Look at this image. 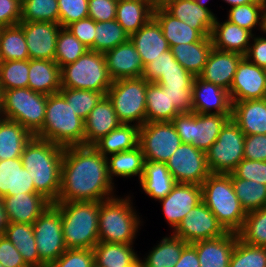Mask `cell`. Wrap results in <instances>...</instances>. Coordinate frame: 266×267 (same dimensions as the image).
<instances>
[{"instance_id": "obj_1", "label": "cell", "mask_w": 266, "mask_h": 267, "mask_svg": "<svg viewBox=\"0 0 266 267\" xmlns=\"http://www.w3.org/2000/svg\"><path fill=\"white\" fill-rule=\"evenodd\" d=\"M107 158L93 146L64 147L61 187L56 202L104 201L113 198Z\"/></svg>"}, {"instance_id": "obj_2", "label": "cell", "mask_w": 266, "mask_h": 267, "mask_svg": "<svg viewBox=\"0 0 266 267\" xmlns=\"http://www.w3.org/2000/svg\"><path fill=\"white\" fill-rule=\"evenodd\" d=\"M63 154L64 147L33 136L20 157L35 190L51 203L57 201L60 192Z\"/></svg>"}, {"instance_id": "obj_3", "label": "cell", "mask_w": 266, "mask_h": 267, "mask_svg": "<svg viewBox=\"0 0 266 267\" xmlns=\"http://www.w3.org/2000/svg\"><path fill=\"white\" fill-rule=\"evenodd\" d=\"M62 220L67 249H93L99 242L98 219L101 201L54 202Z\"/></svg>"}, {"instance_id": "obj_4", "label": "cell", "mask_w": 266, "mask_h": 267, "mask_svg": "<svg viewBox=\"0 0 266 267\" xmlns=\"http://www.w3.org/2000/svg\"><path fill=\"white\" fill-rule=\"evenodd\" d=\"M34 137L62 147L84 145V120L60 92L48 95L43 126Z\"/></svg>"}, {"instance_id": "obj_5", "label": "cell", "mask_w": 266, "mask_h": 267, "mask_svg": "<svg viewBox=\"0 0 266 267\" xmlns=\"http://www.w3.org/2000/svg\"><path fill=\"white\" fill-rule=\"evenodd\" d=\"M202 201L227 232L238 233L246 211L235 194L230 174L211 173L201 184Z\"/></svg>"}, {"instance_id": "obj_6", "label": "cell", "mask_w": 266, "mask_h": 267, "mask_svg": "<svg viewBox=\"0 0 266 267\" xmlns=\"http://www.w3.org/2000/svg\"><path fill=\"white\" fill-rule=\"evenodd\" d=\"M139 218L129 196L124 199L114 196L101 201L98 219L99 241L133 244L140 228Z\"/></svg>"}, {"instance_id": "obj_7", "label": "cell", "mask_w": 266, "mask_h": 267, "mask_svg": "<svg viewBox=\"0 0 266 267\" xmlns=\"http://www.w3.org/2000/svg\"><path fill=\"white\" fill-rule=\"evenodd\" d=\"M60 76L62 88L94 90L104 96L113 83L104 53L92 50L60 68Z\"/></svg>"}, {"instance_id": "obj_8", "label": "cell", "mask_w": 266, "mask_h": 267, "mask_svg": "<svg viewBox=\"0 0 266 267\" xmlns=\"http://www.w3.org/2000/svg\"><path fill=\"white\" fill-rule=\"evenodd\" d=\"M46 105L47 95L29 87L4 90L0 117L18 122L34 136L43 126Z\"/></svg>"}, {"instance_id": "obj_9", "label": "cell", "mask_w": 266, "mask_h": 267, "mask_svg": "<svg viewBox=\"0 0 266 267\" xmlns=\"http://www.w3.org/2000/svg\"><path fill=\"white\" fill-rule=\"evenodd\" d=\"M149 82L143 77L113 81L107 96L122 124L142 126L146 123V91ZM136 121V122H135Z\"/></svg>"}, {"instance_id": "obj_10", "label": "cell", "mask_w": 266, "mask_h": 267, "mask_svg": "<svg viewBox=\"0 0 266 267\" xmlns=\"http://www.w3.org/2000/svg\"><path fill=\"white\" fill-rule=\"evenodd\" d=\"M231 119V114L179 113L172 123L182 143L192 144L206 152L217 140L221 129Z\"/></svg>"}, {"instance_id": "obj_11", "label": "cell", "mask_w": 266, "mask_h": 267, "mask_svg": "<svg viewBox=\"0 0 266 267\" xmlns=\"http://www.w3.org/2000/svg\"><path fill=\"white\" fill-rule=\"evenodd\" d=\"M245 134L230 119L217 140L206 151L209 170L213 174H230L244 159Z\"/></svg>"}, {"instance_id": "obj_12", "label": "cell", "mask_w": 266, "mask_h": 267, "mask_svg": "<svg viewBox=\"0 0 266 267\" xmlns=\"http://www.w3.org/2000/svg\"><path fill=\"white\" fill-rule=\"evenodd\" d=\"M32 225L40 260L48 267L67 249L60 210L51 203Z\"/></svg>"}, {"instance_id": "obj_13", "label": "cell", "mask_w": 266, "mask_h": 267, "mask_svg": "<svg viewBox=\"0 0 266 267\" xmlns=\"http://www.w3.org/2000/svg\"><path fill=\"white\" fill-rule=\"evenodd\" d=\"M171 121L146 122L139 127V142L145 161L166 162L181 144Z\"/></svg>"}, {"instance_id": "obj_14", "label": "cell", "mask_w": 266, "mask_h": 267, "mask_svg": "<svg viewBox=\"0 0 266 267\" xmlns=\"http://www.w3.org/2000/svg\"><path fill=\"white\" fill-rule=\"evenodd\" d=\"M177 183L200 185L211 174L206 152L192 144L181 143L165 162Z\"/></svg>"}, {"instance_id": "obj_15", "label": "cell", "mask_w": 266, "mask_h": 267, "mask_svg": "<svg viewBox=\"0 0 266 267\" xmlns=\"http://www.w3.org/2000/svg\"><path fill=\"white\" fill-rule=\"evenodd\" d=\"M226 233L227 231L218 222L216 216L201 201L173 229L172 234L192 244L201 240L215 239Z\"/></svg>"}, {"instance_id": "obj_16", "label": "cell", "mask_w": 266, "mask_h": 267, "mask_svg": "<svg viewBox=\"0 0 266 267\" xmlns=\"http://www.w3.org/2000/svg\"><path fill=\"white\" fill-rule=\"evenodd\" d=\"M228 92L231 102L266 98V69L253 64L244 56L237 66Z\"/></svg>"}, {"instance_id": "obj_17", "label": "cell", "mask_w": 266, "mask_h": 267, "mask_svg": "<svg viewBox=\"0 0 266 267\" xmlns=\"http://www.w3.org/2000/svg\"><path fill=\"white\" fill-rule=\"evenodd\" d=\"M29 59L54 60L61 25L53 22H20Z\"/></svg>"}, {"instance_id": "obj_18", "label": "cell", "mask_w": 266, "mask_h": 267, "mask_svg": "<svg viewBox=\"0 0 266 267\" xmlns=\"http://www.w3.org/2000/svg\"><path fill=\"white\" fill-rule=\"evenodd\" d=\"M202 201V188L196 184L176 183L172 191L159 200L166 221L176 228L185 216Z\"/></svg>"}, {"instance_id": "obj_19", "label": "cell", "mask_w": 266, "mask_h": 267, "mask_svg": "<svg viewBox=\"0 0 266 267\" xmlns=\"http://www.w3.org/2000/svg\"><path fill=\"white\" fill-rule=\"evenodd\" d=\"M192 112L198 114H231L232 102L229 92L221 86L201 79H193ZM215 109V111H211Z\"/></svg>"}, {"instance_id": "obj_20", "label": "cell", "mask_w": 266, "mask_h": 267, "mask_svg": "<svg viewBox=\"0 0 266 267\" xmlns=\"http://www.w3.org/2000/svg\"><path fill=\"white\" fill-rule=\"evenodd\" d=\"M108 72L113 81L142 77L144 65L134 44L129 39L104 53Z\"/></svg>"}, {"instance_id": "obj_21", "label": "cell", "mask_w": 266, "mask_h": 267, "mask_svg": "<svg viewBox=\"0 0 266 267\" xmlns=\"http://www.w3.org/2000/svg\"><path fill=\"white\" fill-rule=\"evenodd\" d=\"M121 124L112 102L103 96L84 120V145L93 146Z\"/></svg>"}, {"instance_id": "obj_22", "label": "cell", "mask_w": 266, "mask_h": 267, "mask_svg": "<svg viewBox=\"0 0 266 267\" xmlns=\"http://www.w3.org/2000/svg\"><path fill=\"white\" fill-rule=\"evenodd\" d=\"M9 222L33 224L51 204L40 193H19L3 197Z\"/></svg>"}, {"instance_id": "obj_23", "label": "cell", "mask_w": 266, "mask_h": 267, "mask_svg": "<svg viewBox=\"0 0 266 267\" xmlns=\"http://www.w3.org/2000/svg\"><path fill=\"white\" fill-rule=\"evenodd\" d=\"M243 57L239 53L213 48L199 77L229 91L237 66Z\"/></svg>"}, {"instance_id": "obj_24", "label": "cell", "mask_w": 266, "mask_h": 267, "mask_svg": "<svg viewBox=\"0 0 266 267\" xmlns=\"http://www.w3.org/2000/svg\"><path fill=\"white\" fill-rule=\"evenodd\" d=\"M163 8L176 19L197 29L204 37L211 36L216 16L211 10L199 6L195 0H170Z\"/></svg>"}, {"instance_id": "obj_25", "label": "cell", "mask_w": 266, "mask_h": 267, "mask_svg": "<svg viewBox=\"0 0 266 267\" xmlns=\"http://www.w3.org/2000/svg\"><path fill=\"white\" fill-rule=\"evenodd\" d=\"M238 237V233L227 232L215 239L192 243L196 248L200 267H229Z\"/></svg>"}, {"instance_id": "obj_26", "label": "cell", "mask_w": 266, "mask_h": 267, "mask_svg": "<svg viewBox=\"0 0 266 267\" xmlns=\"http://www.w3.org/2000/svg\"><path fill=\"white\" fill-rule=\"evenodd\" d=\"M231 119L245 135L266 134V98L232 102Z\"/></svg>"}, {"instance_id": "obj_27", "label": "cell", "mask_w": 266, "mask_h": 267, "mask_svg": "<svg viewBox=\"0 0 266 267\" xmlns=\"http://www.w3.org/2000/svg\"><path fill=\"white\" fill-rule=\"evenodd\" d=\"M129 39L134 44L144 66L170 49L161 26L154 17H151L137 32L131 34Z\"/></svg>"}, {"instance_id": "obj_28", "label": "cell", "mask_w": 266, "mask_h": 267, "mask_svg": "<svg viewBox=\"0 0 266 267\" xmlns=\"http://www.w3.org/2000/svg\"><path fill=\"white\" fill-rule=\"evenodd\" d=\"M252 37L253 33L247 29L241 28L228 20L220 23L217 18L211 32L213 48L220 51L239 53L243 56L249 49Z\"/></svg>"}, {"instance_id": "obj_29", "label": "cell", "mask_w": 266, "mask_h": 267, "mask_svg": "<svg viewBox=\"0 0 266 267\" xmlns=\"http://www.w3.org/2000/svg\"><path fill=\"white\" fill-rule=\"evenodd\" d=\"M19 193H38L21 158L0 161V197Z\"/></svg>"}, {"instance_id": "obj_30", "label": "cell", "mask_w": 266, "mask_h": 267, "mask_svg": "<svg viewBox=\"0 0 266 267\" xmlns=\"http://www.w3.org/2000/svg\"><path fill=\"white\" fill-rule=\"evenodd\" d=\"M28 87L44 95L58 93L61 87L60 67L54 60L29 59Z\"/></svg>"}, {"instance_id": "obj_31", "label": "cell", "mask_w": 266, "mask_h": 267, "mask_svg": "<svg viewBox=\"0 0 266 267\" xmlns=\"http://www.w3.org/2000/svg\"><path fill=\"white\" fill-rule=\"evenodd\" d=\"M176 183L166 163L145 161L140 184L143 191L150 198H154V200L165 198L172 191Z\"/></svg>"}, {"instance_id": "obj_32", "label": "cell", "mask_w": 266, "mask_h": 267, "mask_svg": "<svg viewBox=\"0 0 266 267\" xmlns=\"http://www.w3.org/2000/svg\"><path fill=\"white\" fill-rule=\"evenodd\" d=\"M170 49L180 65L197 77L202 73L213 45L211 36H209L201 41L175 45Z\"/></svg>"}, {"instance_id": "obj_33", "label": "cell", "mask_w": 266, "mask_h": 267, "mask_svg": "<svg viewBox=\"0 0 266 267\" xmlns=\"http://www.w3.org/2000/svg\"><path fill=\"white\" fill-rule=\"evenodd\" d=\"M153 17L161 26L164 38L169 43L170 48L179 44L198 42L204 38L197 29L176 19L163 7L154 8Z\"/></svg>"}, {"instance_id": "obj_34", "label": "cell", "mask_w": 266, "mask_h": 267, "mask_svg": "<svg viewBox=\"0 0 266 267\" xmlns=\"http://www.w3.org/2000/svg\"><path fill=\"white\" fill-rule=\"evenodd\" d=\"M33 135L21 124L0 117V161L20 158Z\"/></svg>"}, {"instance_id": "obj_35", "label": "cell", "mask_w": 266, "mask_h": 267, "mask_svg": "<svg viewBox=\"0 0 266 267\" xmlns=\"http://www.w3.org/2000/svg\"><path fill=\"white\" fill-rule=\"evenodd\" d=\"M4 236L14 244L29 267H47L40 260L32 224L9 222Z\"/></svg>"}, {"instance_id": "obj_36", "label": "cell", "mask_w": 266, "mask_h": 267, "mask_svg": "<svg viewBox=\"0 0 266 267\" xmlns=\"http://www.w3.org/2000/svg\"><path fill=\"white\" fill-rule=\"evenodd\" d=\"M133 244L99 241L94 247V262L100 267H131L140 258Z\"/></svg>"}, {"instance_id": "obj_37", "label": "cell", "mask_w": 266, "mask_h": 267, "mask_svg": "<svg viewBox=\"0 0 266 267\" xmlns=\"http://www.w3.org/2000/svg\"><path fill=\"white\" fill-rule=\"evenodd\" d=\"M139 142V126L121 124L97 141L93 147L105 157L108 155L134 149Z\"/></svg>"}, {"instance_id": "obj_38", "label": "cell", "mask_w": 266, "mask_h": 267, "mask_svg": "<svg viewBox=\"0 0 266 267\" xmlns=\"http://www.w3.org/2000/svg\"><path fill=\"white\" fill-rule=\"evenodd\" d=\"M153 17V8L145 0H120L116 20L129 34L141 29Z\"/></svg>"}, {"instance_id": "obj_39", "label": "cell", "mask_w": 266, "mask_h": 267, "mask_svg": "<svg viewBox=\"0 0 266 267\" xmlns=\"http://www.w3.org/2000/svg\"><path fill=\"white\" fill-rule=\"evenodd\" d=\"M111 156V157H109ZM107 156L108 175L111 181L114 176H138L141 179L144 172L145 158L140 146Z\"/></svg>"}, {"instance_id": "obj_40", "label": "cell", "mask_w": 266, "mask_h": 267, "mask_svg": "<svg viewBox=\"0 0 266 267\" xmlns=\"http://www.w3.org/2000/svg\"><path fill=\"white\" fill-rule=\"evenodd\" d=\"M146 122L172 121L180 112L170 102L166 91L156 83H148L146 91Z\"/></svg>"}, {"instance_id": "obj_41", "label": "cell", "mask_w": 266, "mask_h": 267, "mask_svg": "<svg viewBox=\"0 0 266 267\" xmlns=\"http://www.w3.org/2000/svg\"><path fill=\"white\" fill-rule=\"evenodd\" d=\"M188 245L183 239L170 235L164 237L156 247L141 260L145 267H174L183 249Z\"/></svg>"}, {"instance_id": "obj_42", "label": "cell", "mask_w": 266, "mask_h": 267, "mask_svg": "<svg viewBox=\"0 0 266 267\" xmlns=\"http://www.w3.org/2000/svg\"><path fill=\"white\" fill-rule=\"evenodd\" d=\"M29 53L19 25L0 28V61L27 60Z\"/></svg>"}, {"instance_id": "obj_43", "label": "cell", "mask_w": 266, "mask_h": 267, "mask_svg": "<svg viewBox=\"0 0 266 267\" xmlns=\"http://www.w3.org/2000/svg\"><path fill=\"white\" fill-rule=\"evenodd\" d=\"M94 45L89 49L105 53L119 44L127 42L130 35L122 28L117 20L96 22Z\"/></svg>"}, {"instance_id": "obj_44", "label": "cell", "mask_w": 266, "mask_h": 267, "mask_svg": "<svg viewBox=\"0 0 266 267\" xmlns=\"http://www.w3.org/2000/svg\"><path fill=\"white\" fill-rule=\"evenodd\" d=\"M231 179L235 194L246 213L266 206V185L252 180Z\"/></svg>"}, {"instance_id": "obj_45", "label": "cell", "mask_w": 266, "mask_h": 267, "mask_svg": "<svg viewBox=\"0 0 266 267\" xmlns=\"http://www.w3.org/2000/svg\"><path fill=\"white\" fill-rule=\"evenodd\" d=\"M88 50L89 48L82 44L67 28L61 27L57 37L54 61L62 68L75 62Z\"/></svg>"}, {"instance_id": "obj_46", "label": "cell", "mask_w": 266, "mask_h": 267, "mask_svg": "<svg viewBox=\"0 0 266 267\" xmlns=\"http://www.w3.org/2000/svg\"><path fill=\"white\" fill-rule=\"evenodd\" d=\"M238 235L246 244L266 247V206L246 214Z\"/></svg>"}, {"instance_id": "obj_47", "label": "cell", "mask_w": 266, "mask_h": 267, "mask_svg": "<svg viewBox=\"0 0 266 267\" xmlns=\"http://www.w3.org/2000/svg\"><path fill=\"white\" fill-rule=\"evenodd\" d=\"M29 74V59L0 61V86L2 91L27 88Z\"/></svg>"}, {"instance_id": "obj_48", "label": "cell", "mask_w": 266, "mask_h": 267, "mask_svg": "<svg viewBox=\"0 0 266 267\" xmlns=\"http://www.w3.org/2000/svg\"><path fill=\"white\" fill-rule=\"evenodd\" d=\"M21 22L59 23L58 0H28L21 6Z\"/></svg>"}, {"instance_id": "obj_49", "label": "cell", "mask_w": 266, "mask_h": 267, "mask_svg": "<svg viewBox=\"0 0 266 267\" xmlns=\"http://www.w3.org/2000/svg\"><path fill=\"white\" fill-rule=\"evenodd\" d=\"M59 92L65 97L75 114L83 120L104 96L101 92L86 89L61 88Z\"/></svg>"}, {"instance_id": "obj_50", "label": "cell", "mask_w": 266, "mask_h": 267, "mask_svg": "<svg viewBox=\"0 0 266 267\" xmlns=\"http://www.w3.org/2000/svg\"><path fill=\"white\" fill-rule=\"evenodd\" d=\"M229 267H266V247L246 244L238 237Z\"/></svg>"}, {"instance_id": "obj_51", "label": "cell", "mask_w": 266, "mask_h": 267, "mask_svg": "<svg viewBox=\"0 0 266 267\" xmlns=\"http://www.w3.org/2000/svg\"><path fill=\"white\" fill-rule=\"evenodd\" d=\"M264 6L265 3H249L246 5L232 7L229 10L227 20L241 28L247 29L250 32H252L254 27L259 26L262 32Z\"/></svg>"}, {"instance_id": "obj_52", "label": "cell", "mask_w": 266, "mask_h": 267, "mask_svg": "<svg viewBox=\"0 0 266 267\" xmlns=\"http://www.w3.org/2000/svg\"><path fill=\"white\" fill-rule=\"evenodd\" d=\"M178 66H181L180 63L169 49L144 66L142 77L150 83H156L163 74L170 69H178Z\"/></svg>"}, {"instance_id": "obj_53", "label": "cell", "mask_w": 266, "mask_h": 267, "mask_svg": "<svg viewBox=\"0 0 266 267\" xmlns=\"http://www.w3.org/2000/svg\"><path fill=\"white\" fill-rule=\"evenodd\" d=\"M59 24L68 25L88 17V0H58Z\"/></svg>"}, {"instance_id": "obj_54", "label": "cell", "mask_w": 266, "mask_h": 267, "mask_svg": "<svg viewBox=\"0 0 266 267\" xmlns=\"http://www.w3.org/2000/svg\"><path fill=\"white\" fill-rule=\"evenodd\" d=\"M230 175L231 178L252 180L266 185V161L243 159Z\"/></svg>"}, {"instance_id": "obj_55", "label": "cell", "mask_w": 266, "mask_h": 267, "mask_svg": "<svg viewBox=\"0 0 266 267\" xmlns=\"http://www.w3.org/2000/svg\"><path fill=\"white\" fill-rule=\"evenodd\" d=\"M94 263L93 249H66L48 267H91Z\"/></svg>"}, {"instance_id": "obj_56", "label": "cell", "mask_w": 266, "mask_h": 267, "mask_svg": "<svg viewBox=\"0 0 266 267\" xmlns=\"http://www.w3.org/2000/svg\"><path fill=\"white\" fill-rule=\"evenodd\" d=\"M194 78L184 67L178 66V69H170L163 74L156 84L162 88H192Z\"/></svg>"}, {"instance_id": "obj_57", "label": "cell", "mask_w": 266, "mask_h": 267, "mask_svg": "<svg viewBox=\"0 0 266 267\" xmlns=\"http://www.w3.org/2000/svg\"><path fill=\"white\" fill-rule=\"evenodd\" d=\"M116 0H88V17L95 22L116 19Z\"/></svg>"}, {"instance_id": "obj_58", "label": "cell", "mask_w": 266, "mask_h": 267, "mask_svg": "<svg viewBox=\"0 0 266 267\" xmlns=\"http://www.w3.org/2000/svg\"><path fill=\"white\" fill-rule=\"evenodd\" d=\"M66 28L87 48L94 45L96 22L90 17L73 22Z\"/></svg>"}, {"instance_id": "obj_59", "label": "cell", "mask_w": 266, "mask_h": 267, "mask_svg": "<svg viewBox=\"0 0 266 267\" xmlns=\"http://www.w3.org/2000/svg\"><path fill=\"white\" fill-rule=\"evenodd\" d=\"M244 159L266 161V134L245 135Z\"/></svg>"}, {"instance_id": "obj_60", "label": "cell", "mask_w": 266, "mask_h": 267, "mask_svg": "<svg viewBox=\"0 0 266 267\" xmlns=\"http://www.w3.org/2000/svg\"><path fill=\"white\" fill-rule=\"evenodd\" d=\"M0 263L4 267H29L10 240L0 236Z\"/></svg>"}, {"instance_id": "obj_61", "label": "cell", "mask_w": 266, "mask_h": 267, "mask_svg": "<svg viewBox=\"0 0 266 267\" xmlns=\"http://www.w3.org/2000/svg\"><path fill=\"white\" fill-rule=\"evenodd\" d=\"M21 6L17 0H0V28L21 22Z\"/></svg>"}, {"instance_id": "obj_62", "label": "cell", "mask_w": 266, "mask_h": 267, "mask_svg": "<svg viewBox=\"0 0 266 267\" xmlns=\"http://www.w3.org/2000/svg\"><path fill=\"white\" fill-rule=\"evenodd\" d=\"M167 92L170 102L180 113L192 112V88H163Z\"/></svg>"}, {"instance_id": "obj_63", "label": "cell", "mask_w": 266, "mask_h": 267, "mask_svg": "<svg viewBox=\"0 0 266 267\" xmlns=\"http://www.w3.org/2000/svg\"><path fill=\"white\" fill-rule=\"evenodd\" d=\"M254 36L252 37L254 43L250 44L245 57L260 68L266 69V38Z\"/></svg>"}, {"instance_id": "obj_64", "label": "cell", "mask_w": 266, "mask_h": 267, "mask_svg": "<svg viewBox=\"0 0 266 267\" xmlns=\"http://www.w3.org/2000/svg\"><path fill=\"white\" fill-rule=\"evenodd\" d=\"M174 267H200L196 248L188 244L182 251L179 261Z\"/></svg>"}, {"instance_id": "obj_65", "label": "cell", "mask_w": 266, "mask_h": 267, "mask_svg": "<svg viewBox=\"0 0 266 267\" xmlns=\"http://www.w3.org/2000/svg\"><path fill=\"white\" fill-rule=\"evenodd\" d=\"M8 225L9 220L4 209L3 198L0 197V236L4 235Z\"/></svg>"}, {"instance_id": "obj_66", "label": "cell", "mask_w": 266, "mask_h": 267, "mask_svg": "<svg viewBox=\"0 0 266 267\" xmlns=\"http://www.w3.org/2000/svg\"><path fill=\"white\" fill-rule=\"evenodd\" d=\"M229 5H231L230 8L239 6V5H246L249 3H265L266 0H223Z\"/></svg>"}, {"instance_id": "obj_67", "label": "cell", "mask_w": 266, "mask_h": 267, "mask_svg": "<svg viewBox=\"0 0 266 267\" xmlns=\"http://www.w3.org/2000/svg\"><path fill=\"white\" fill-rule=\"evenodd\" d=\"M153 9L163 7L170 0H145Z\"/></svg>"}, {"instance_id": "obj_68", "label": "cell", "mask_w": 266, "mask_h": 267, "mask_svg": "<svg viewBox=\"0 0 266 267\" xmlns=\"http://www.w3.org/2000/svg\"><path fill=\"white\" fill-rule=\"evenodd\" d=\"M263 33H266V2L264 6Z\"/></svg>"}, {"instance_id": "obj_69", "label": "cell", "mask_w": 266, "mask_h": 267, "mask_svg": "<svg viewBox=\"0 0 266 267\" xmlns=\"http://www.w3.org/2000/svg\"><path fill=\"white\" fill-rule=\"evenodd\" d=\"M195 1L197 2V4L199 6L205 8V9H208V7H206V5H205L208 0H195Z\"/></svg>"}, {"instance_id": "obj_70", "label": "cell", "mask_w": 266, "mask_h": 267, "mask_svg": "<svg viewBox=\"0 0 266 267\" xmlns=\"http://www.w3.org/2000/svg\"><path fill=\"white\" fill-rule=\"evenodd\" d=\"M131 267H145L141 259L134 263Z\"/></svg>"}, {"instance_id": "obj_71", "label": "cell", "mask_w": 266, "mask_h": 267, "mask_svg": "<svg viewBox=\"0 0 266 267\" xmlns=\"http://www.w3.org/2000/svg\"><path fill=\"white\" fill-rule=\"evenodd\" d=\"M1 103H2V89L0 86V113H1Z\"/></svg>"}, {"instance_id": "obj_72", "label": "cell", "mask_w": 266, "mask_h": 267, "mask_svg": "<svg viewBox=\"0 0 266 267\" xmlns=\"http://www.w3.org/2000/svg\"><path fill=\"white\" fill-rule=\"evenodd\" d=\"M21 5H23L28 0H17Z\"/></svg>"}, {"instance_id": "obj_73", "label": "cell", "mask_w": 266, "mask_h": 267, "mask_svg": "<svg viewBox=\"0 0 266 267\" xmlns=\"http://www.w3.org/2000/svg\"><path fill=\"white\" fill-rule=\"evenodd\" d=\"M91 267H100L96 263H94Z\"/></svg>"}]
</instances>
